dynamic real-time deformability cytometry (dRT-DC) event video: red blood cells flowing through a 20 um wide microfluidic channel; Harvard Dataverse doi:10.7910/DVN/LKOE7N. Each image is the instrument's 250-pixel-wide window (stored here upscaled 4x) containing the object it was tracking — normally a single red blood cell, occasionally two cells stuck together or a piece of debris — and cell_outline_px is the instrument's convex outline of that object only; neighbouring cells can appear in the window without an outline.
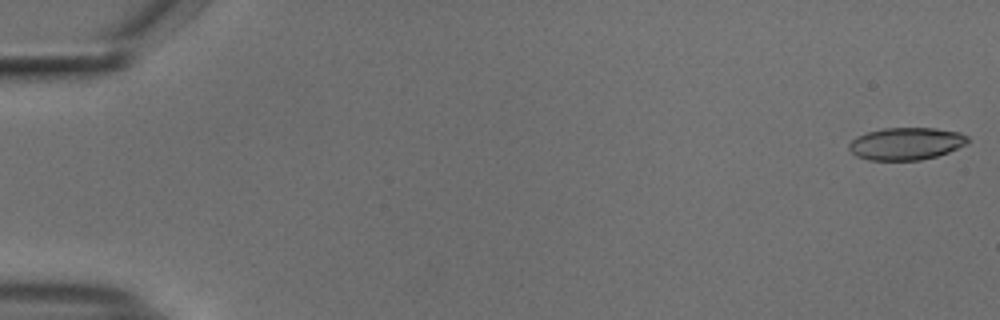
{"species": "common noctule bat (a hibernating species)", "species_latin": "Nyctalus noctula", "temperature_condition": "cold", "stored_images_in_passage": 54, "camera_frame_rate_fps": 3000, "um_per_image_px": 0.085, "animal": {"sex": "male", "body_mass_g": 18.8}, "frame": {"image": 1, "passage_image": 1, "time_ms": 0.0, "image_size_px": [1000, 320], "cell_outline_px": [[968, 144], [948, 152], [936, 156], [920, 160], [868, 160], [856, 156], [848, 148], [848, 144], [856, 136], [868, 132], [884, 128], [936, 128], [960, 132], [968, 136]], "centroid_in_image_um": [77.03, 12.21], "position_along_channel_um": 8.0, "area_um2": 22.48}}
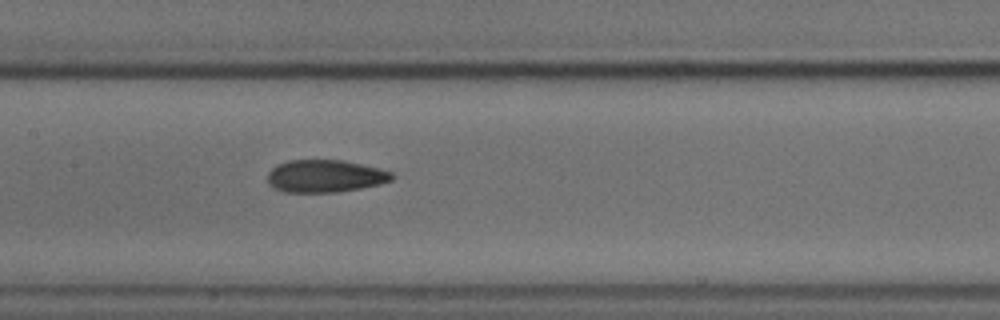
{"frame": {"image": 2, "passage_image": 27, "time_ms": 8.667, "image_size_px": [1000, 320], "cell_outline_px": [[396, 176], [392, 180], [380, 184], [360, 188], [336, 192], [284, 192], [268, 184], [268, 172], [276, 164], [288, 160], [344, 160], [380, 168], [392, 172]], "centroid_in_image_um": [27.65, 14.96], "position_along_channel_um": 179.7, "area_um2": 23.7}}
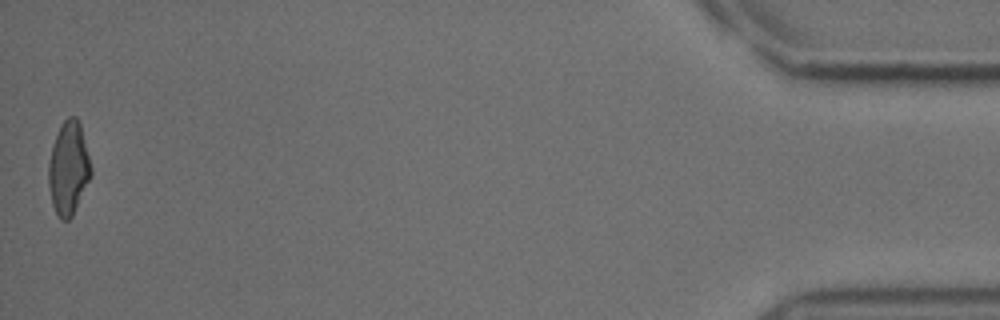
{"frame": {"image": 3, "passage_image": 54, "time_ms": 17.667, "image_size_px": [1000, 320], "cell_outline_px": [[92, 176], [72, 216], [68, 220], [60, 220], [52, 204], [48, 184], [48, 164], [52, 144], [60, 124], [68, 116], [76, 116], [80, 124], [92, 168]], "centroid_in_image_um": [5.82, 14.29], "position_along_channel_um": 429.4, "area_um2": 23.24}, "authors_computed_cell_mechanics": {"area_um2": 23.2645, "velocity_mm_per_s": 3.7403, "shape_relaxation_time_tau1_ms": 6.0438, "shape_relaxation_time_tau2_ms": 2.2528, "deformation_change_tau1": 0.1766, "deformation_change_tau2": 0.0962}}